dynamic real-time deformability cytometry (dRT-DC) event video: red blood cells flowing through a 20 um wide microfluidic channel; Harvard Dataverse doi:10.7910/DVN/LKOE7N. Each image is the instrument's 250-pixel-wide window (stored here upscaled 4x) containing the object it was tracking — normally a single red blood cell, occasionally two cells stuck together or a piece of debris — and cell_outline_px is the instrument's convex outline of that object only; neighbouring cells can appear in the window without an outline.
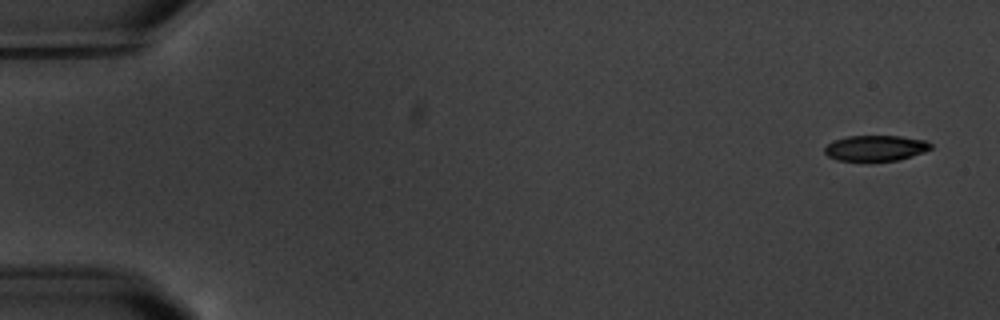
{"species": "common noctule bat (a hibernating species)", "species_latin": "Nyctalus noctula", "temperature_condition": "warm", "stored_images_in_passage": 5, "camera_frame_rate_fps": 3000, "um_per_image_px": 0.085, "animal": {"sex": "male", "body_mass_g": 20.1, "forearm_length_mm": 53.5}, "frame": {"image": 1, "passage_image": 1, "time_ms": 0.0, "image_size_px": [1000, 320], "cell_outline_px": [[932, 148], [924, 152], [912, 156], [896, 160], [836, 160], [828, 156], [824, 152], [824, 148], [828, 144], [836, 140], [848, 136], [900, 136], [924, 140], [932, 144]], "centroid_in_image_um": [74.44, 12.58], "position_along_channel_um": 10.6, "area_um2": 15.61}}
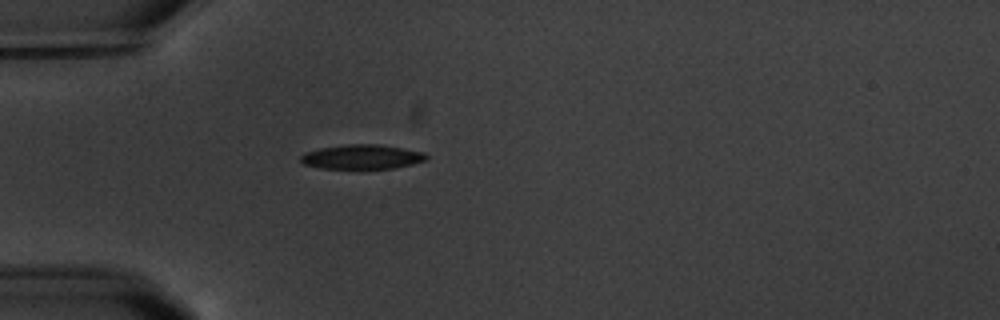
{"frame": {"image": 2, "passage_image": 5, "time_ms": 5.0, "image_size_px": [1000, 320], "cell_outline_px": [[428, 156], [424, 160], [412, 164], [392, 168], [320, 168], [304, 164], [300, 160], [300, 156], [304, 152], [320, 148], [348, 144], [376, 144], [424, 152]], "centroid_in_image_um": [30.72, 13.33], "position_along_channel_um": 54.3, "area_um2": 17.63}}